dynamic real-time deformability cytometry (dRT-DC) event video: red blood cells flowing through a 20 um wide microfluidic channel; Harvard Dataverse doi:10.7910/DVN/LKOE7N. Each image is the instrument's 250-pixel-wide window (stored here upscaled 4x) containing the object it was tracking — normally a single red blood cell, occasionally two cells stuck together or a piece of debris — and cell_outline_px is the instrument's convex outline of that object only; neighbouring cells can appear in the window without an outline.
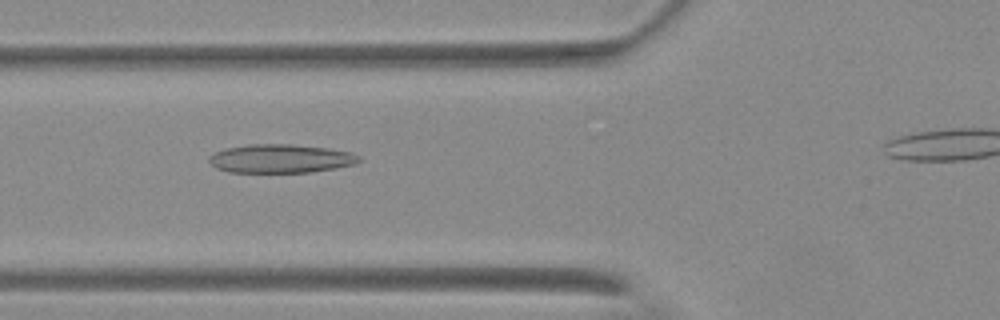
{"species": "Egyptian fruit bat (a non-hibernating species)", "species_latin": "Rousettus aegyptiacus", "temperature_condition": "warm", "stored_images_in_passage": 6, "segment_of_instrument_passage": [1, 2], "camera_frame_rate_fps": 3000, "um_per_image_px": 0.085, "animal": {"sex": "female"}, "frame": {"image": 1, "passage_image": 2, "time_ms": 1.0, "image_size_px": [1000, 320], "cell_outline_px": [[364, 160], [356, 164], [308, 172], [228, 172], [216, 168], [208, 160], [208, 156], [216, 152], [228, 148], [248, 144], [292, 144], [328, 148], [348, 152], [360, 156]], "centroid_in_image_um": [23.86, 13.48], "position_along_channel_um": 101.9, "area_um2": 24.91}}
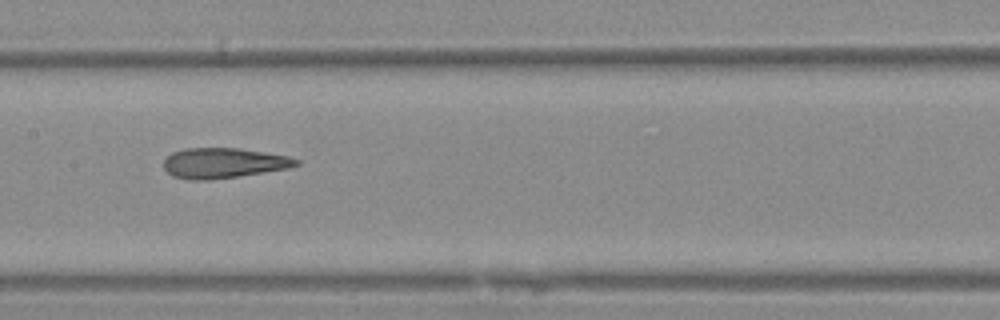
{"frame": {"image": 2, "passage_image": 4, "time_ms": 3.333, "image_size_px": [1000, 320], "cell_outline_px": [[300, 164], [288, 168], [240, 176], [212, 180], [188, 180], [172, 176], [164, 168], [164, 160], [172, 152], [184, 148], [240, 148], [288, 156], [300, 160]], "centroid_in_image_um": [18.99, 13.86], "position_along_channel_um": 188.4, "area_um2": 23.47}}
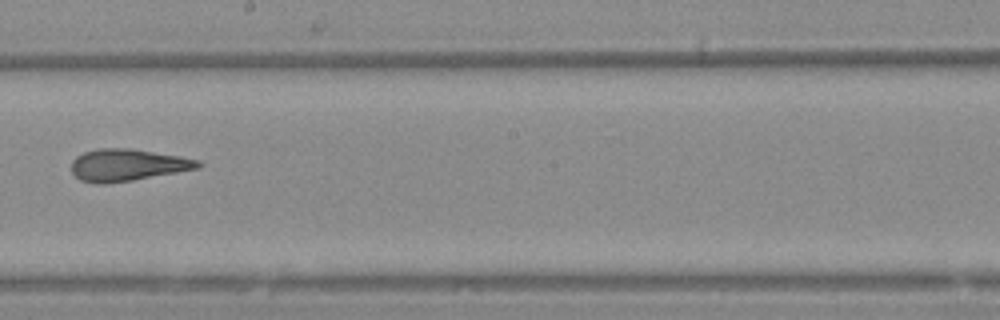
{"frame": {"image": 3, "passage_image": 5, "time_ms": 4.667, "image_size_px": [1000, 320], "cell_outline_px": [[204, 164], [200, 168], [132, 180], [104, 184], [100, 184], [80, 180], [72, 172], [72, 160], [76, 156], [84, 152], [96, 148], [132, 148], [180, 156], [200, 160]], "centroid_in_image_um": [10.85, 14.01], "position_along_channel_um": 237.3, "area_um2": 23.7}}